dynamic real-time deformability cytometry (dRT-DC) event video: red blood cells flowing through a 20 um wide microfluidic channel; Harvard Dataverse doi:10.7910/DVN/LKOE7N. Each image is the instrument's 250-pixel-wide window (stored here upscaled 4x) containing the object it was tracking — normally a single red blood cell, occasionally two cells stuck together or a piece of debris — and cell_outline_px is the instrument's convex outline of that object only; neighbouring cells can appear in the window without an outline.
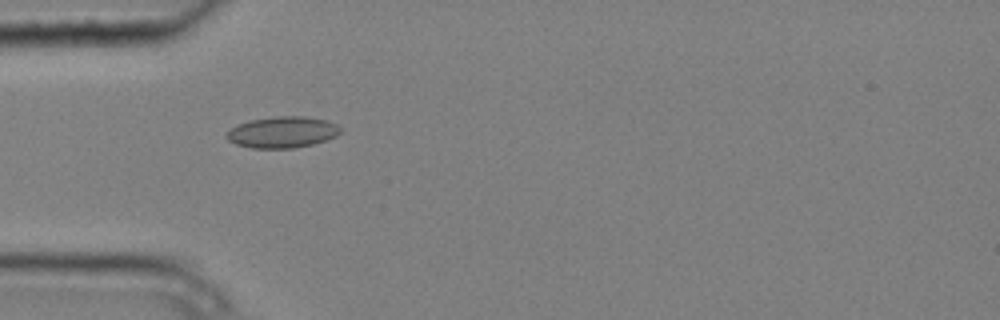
{"species": "common noctule bat (a hibernating species)", "species_latin": "Nyctalus noctula", "temperature_condition": "cold", "stored_images_in_passage": 4, "camera_frame_rate_fps": 3000, "um_per_image_px": 0.085, "animal": {"sex": "male", "body_mass_g": 20.4}, "frame": {"image": 1, "passage_image": 3, "time_ms": 0.667, "image_size_px": [1000, 320], "cell_outline_px": [[340, 132], [336, 136], [312, 144], [292, 148], [252, 148], [236, 144], [228, 140], [224, 136], [232, 128], [248, 120], [276, 116], [304, 116], [328, 120], [336, 124], [340, 128]], "centroid_in_image_um": [23.99, 11.23], "position_along_channel_um": 61.0, "area_um2": 20.63}}
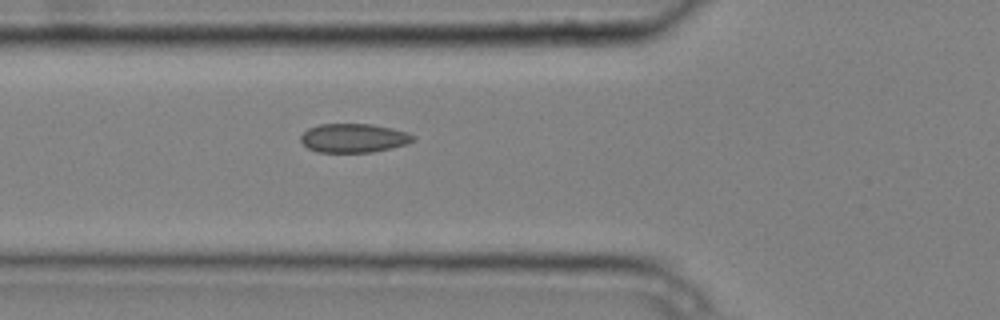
{"frame": {"image": 2, "passage_image": 4, "time_ms": 1.0, "image_size_px": [1000, 320], "cell_outline_px": [[416, 140], [392, 148], [372, 152], [316, 152], [308, 148], [300, 140], [300, 136], [308, 128], [320, 124], [372, 124], [392, 128], [408, 132], [416, 136]], "centroid_in_image_um": [30.07, 11.73], "position_along_channel_um": 95.7, "area_um2": 19.02}}